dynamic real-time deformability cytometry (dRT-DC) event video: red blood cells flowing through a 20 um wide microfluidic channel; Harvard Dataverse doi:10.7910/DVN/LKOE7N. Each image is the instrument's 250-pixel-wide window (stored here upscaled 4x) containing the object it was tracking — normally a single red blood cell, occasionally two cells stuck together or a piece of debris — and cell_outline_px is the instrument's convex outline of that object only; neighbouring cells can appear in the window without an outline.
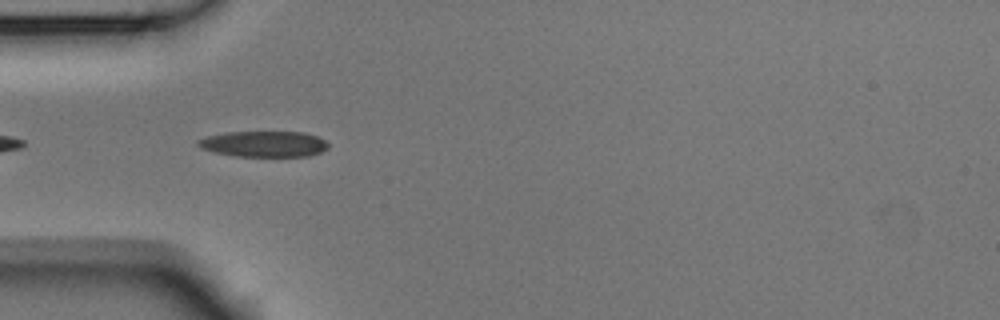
{"species": "Egyptian fruit bat (a non-hibernating species)", "species_latin": "Rousettus aegyptiacus", "temperature_condition": "room temperature", "stored_images_in_passage": 6, "camera_frame_rate_fps": 3000, "um_per_image_px": 0.085, "animal": {"sex": "male"}, "frame": {"image": 1, "passage_image": 3, "time_ms": 0.667, "image_size_px": [1000, 320], "cell_outline_px": [[328, 148], [320, 152], [308, 156], [236, 156], [212, 152], [200, 148], [196, 144], [196, 140], [208, 136], [228, 132], [304, 132], [316, 136], [324, 140], [328, 144]], "centroid_in_image_um": [22.4, 12.24], "position_along_channel_um": 62.6, "area_um2": 19.59}}